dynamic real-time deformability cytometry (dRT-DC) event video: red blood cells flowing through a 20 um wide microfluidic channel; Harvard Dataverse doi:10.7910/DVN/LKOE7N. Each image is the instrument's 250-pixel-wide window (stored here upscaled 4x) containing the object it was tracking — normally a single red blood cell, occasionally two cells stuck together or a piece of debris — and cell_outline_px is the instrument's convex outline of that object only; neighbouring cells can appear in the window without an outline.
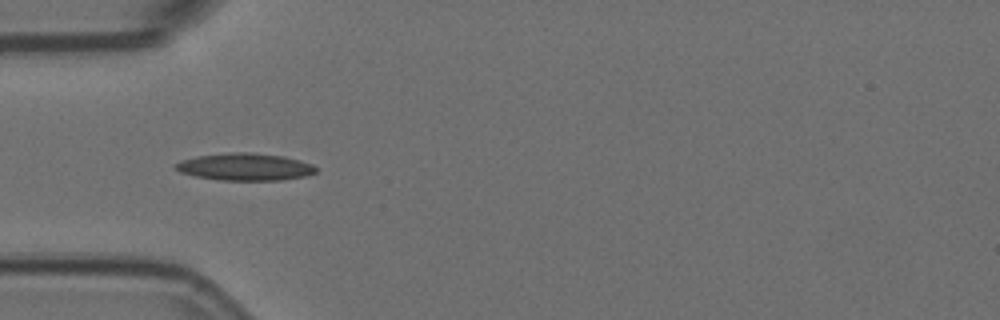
{"species": "Egyptian fruit bat (a non-hibernating species)", "species_latin": "Rousettus aegyptiacus", "temperature_condition": "room temperature", "stored_images_in_passage": 6, "camera_frame_rate_fps": 3000, "um_per_image_px": 0.085, "animal": {"sex": "female"}, "frame": {"image": 1, "passage_image": 5, "time_ms": 1.333, "image_size_px": [1000, 320], "cell_outline_px": [[316, 172], [308, 176], [280, 180], [220, 180], [196, 176], [180, 172], [176, 168], [176, 164], [180, 160], [196, 156], [228, 152], [252, 152], [284, 156], [300, 160], [312, 164], [316, 168]], "centroid_in_image_um": [20.85, 14.17], "position_along_channel_um": 64.1, "area_um2": 22.37}}
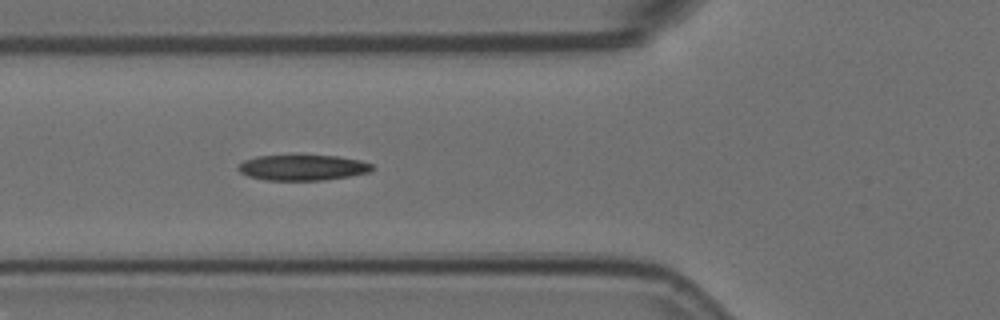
{"frame": {"image": 2, "passage_image": 6, "time_ms": 1.667, "image_size_px": [1000, 320], "cell_outline_px": [[376, 168], [368, 172], [348, 176], [324, 180], [264, 180], [248, 176], [240, 172], [236, 168], [244, 160], [256, 156], [336, 156], [360, 160], [372, 164]], "centroid_in_image_um": [25.71, 14.25], "position_along_channel_um": 100.1, "area_um2": 19.83}}